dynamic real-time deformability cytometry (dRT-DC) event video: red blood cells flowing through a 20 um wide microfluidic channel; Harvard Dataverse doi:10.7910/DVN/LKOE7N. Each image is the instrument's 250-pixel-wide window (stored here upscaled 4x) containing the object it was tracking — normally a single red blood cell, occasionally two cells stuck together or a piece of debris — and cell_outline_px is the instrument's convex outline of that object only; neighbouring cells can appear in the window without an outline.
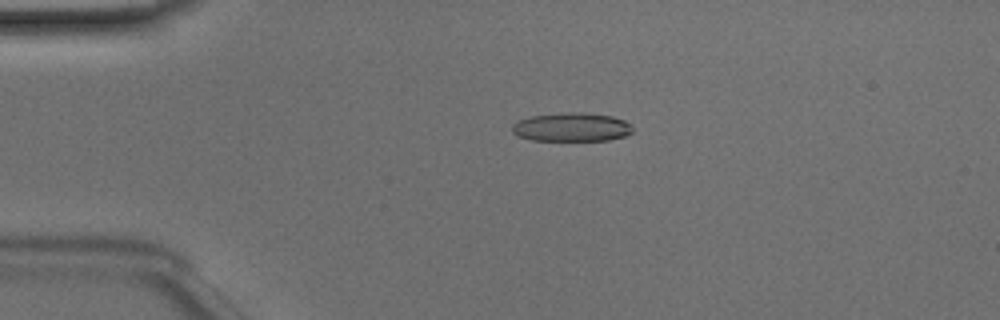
{"species": "Egyptian fruit bat (a non-hibernating species)", "species_latin": "Rousettus aegyptiacus", "temperature_condition": "room temperature", "stored_images_in_passage": 41, "camera_frame_rate_fps": 3000, "um_per_image_px": 0.085, "animal": {"sex": "male"}, "frame": {"image": 1, "passage_image": 3, "time_ms": 0.667, "image_size_px": [1000, 320], "cell_outline_px": [[632, 132], [624, 136], [608, 140], [532, 140], [520, 136], [512, 132], [512, 124], [516, 120], [532, 116], [564, 112], [580, 112], [612, 116], [624, 120], [632, 124]], "centroid_in_image_um": [48.58, 10.79], "position_along_channel_um": 36.4, "area_um2": 20.17}}
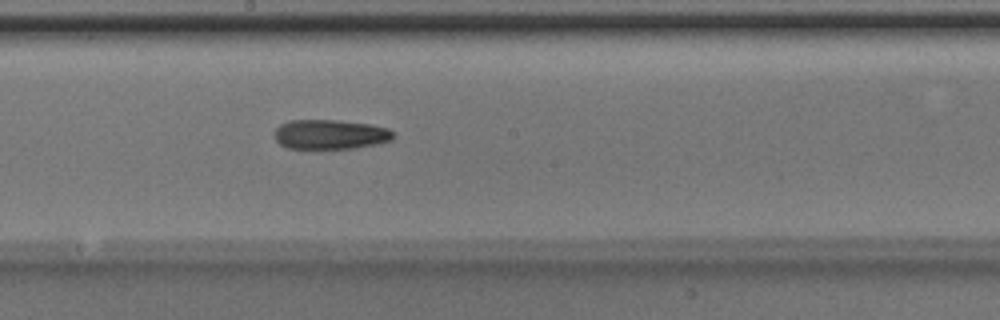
{"frame": {"image": 2, "passage_image": 19, "time_ms": 6.0, "image_size_px": [1000, 320], "cell_outline_px": [[392, 140], [376, 144], [356, 148], [288, 148], [280, 144], [272, 136], [276, 128], [280, 124], [288, 120], [340, 120], [368, 124], [388, 128], [392, 132]], "centroid_in_image_um": [28.02, 11.42], "position_along_channel_um": 220.2, "area_um2": 20.52}}
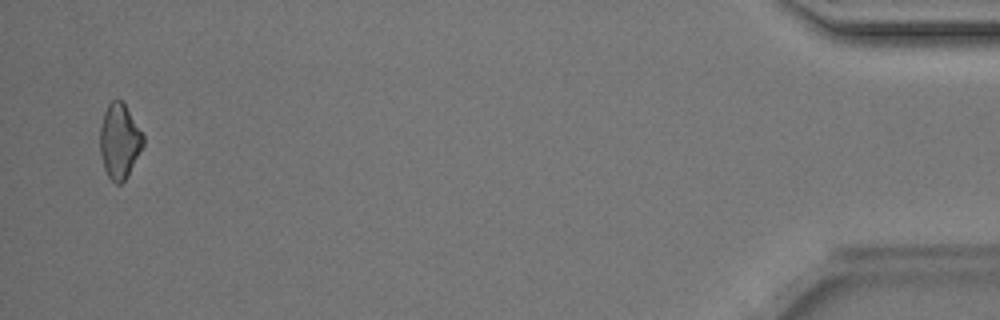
{"frame": {"image": 3, "passage_image": 40, "time_ms": 13.0, "image_size_px": [1000, 320], "cell_outline_px": [[144, 144], [124, 180], [120, 184], [116, 184], [108, 176], [104, 168], [100, 152], [100, 128], [104, 112], [108, 104], [112, 100], [120, 100], [124, 104], [144, 136]], "centroid_in_image_um": [10.14, 11.99], "position_along_channel_um": 425.1, "area_um2": 18.38}, "authors_computed_cell_mechanics": {"area_um2": 20.2878, "velocity_mm_per_s": 4.149, "shape_relaxation_time_tau1_ms": 3.1711, "shape_relaxation_time_tau2_ms": null, "deformation_change_tau1": 0.1174, "deformation_change_tau2": null}}